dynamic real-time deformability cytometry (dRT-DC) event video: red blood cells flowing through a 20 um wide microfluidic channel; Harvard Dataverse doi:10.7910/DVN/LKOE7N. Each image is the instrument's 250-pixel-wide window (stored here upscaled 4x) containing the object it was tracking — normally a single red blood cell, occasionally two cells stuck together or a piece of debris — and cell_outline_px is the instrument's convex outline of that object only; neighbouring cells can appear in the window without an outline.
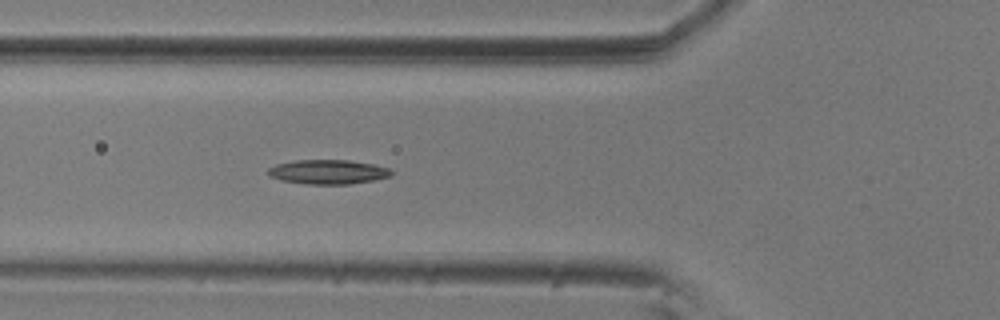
{"species": "common noctule bat (a hibernating species)", "species_latin": "Nyctalus noctula", "temperature_condition": "room temperature", "stored_images_in_passage": 6, "camera_frame_rate_fps": 3000, "um_per_image_px": 0.085, "animal": {"sex": "male", "body_mass_g": 20.5, "forearm_length_mm": 52.5}, "frame": {"image": 1, "passage_image": 6, "time_ms": 1.667, "image_size_px": [1000, 320], "cell_outline_px": [[392, 176], [376, 180], [348, 184], [308, 184], [280, 180], [268, 176], [268, 168], [276, 164], [296, 160], [348, 160], [372, 164], [388, 168], [392, 172]], "centroid_in_image_um": [27.87, 14.61], "position_along_channel_um": 97.9, "area_um2": 17.51}}